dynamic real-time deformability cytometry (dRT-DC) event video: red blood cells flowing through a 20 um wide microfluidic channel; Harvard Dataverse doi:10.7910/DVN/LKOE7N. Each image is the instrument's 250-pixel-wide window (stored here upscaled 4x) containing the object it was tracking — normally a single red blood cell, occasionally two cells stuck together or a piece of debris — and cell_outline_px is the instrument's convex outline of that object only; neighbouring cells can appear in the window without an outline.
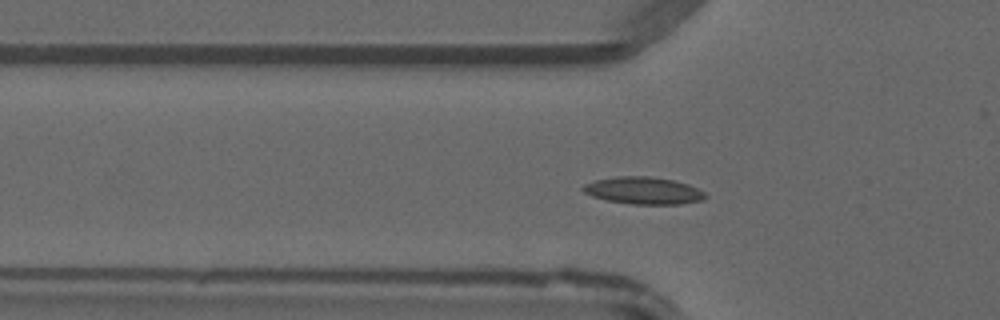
{"species": "common noctule bat (a hibernating species)", "species_latin": "Nyctalus noctula", "temperature_condition": "warm", "stored_images_in_passage": 45, "segment_of_instrument_passage": [1, 2], "camera_frame_rate_fps": 3000, "um_per_image_px": 0.085, "animal": {"sex": "male", "forearm_length_mm": 52.5}, "frame": {"image": 1, "passage_image": 12, "time_ms": 3.667, "image_size_px": [1000, 320], "cell_outline_px": [[708, 196], [704, 200], [680, 204], [632, 204], [608, 200], [592, 196], [584, 192], [580, 188], [584, 184], [596, 180], [616, 176], [648, 176], [672, 180], [688, 184], [704, 192]], "centroid_in_image_um": [54.7, 16.2], "position_along_channel_um": 71.1, "area_um2": 19.31}}
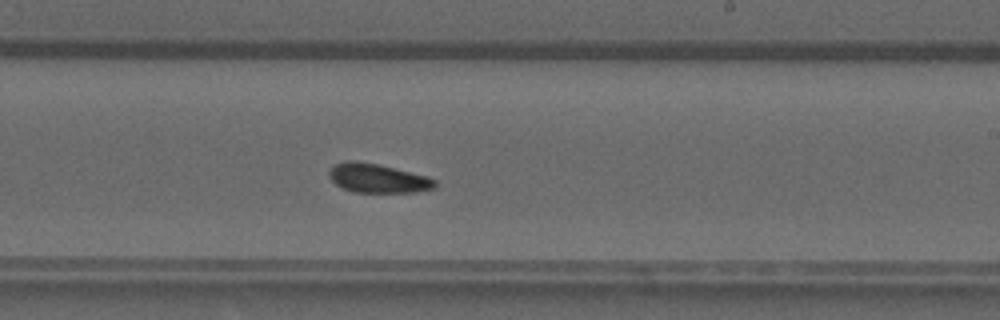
{"frame": {"image": 2, "passage_image": 25, "time_ms": 8.0, "image_size_px": [1000, 320], "cell_outline_px": [[436, 188], [416, 192], [356, 192], [340, 188], [328, 176], [328, 172], [336, 164], [348, 160], [376, 164], [428, 176], [436, 180]], "centroid_in_image_um": [32.12, 15.17], "position_along_channel_um": 256.9, "area_um2": 17.74}}
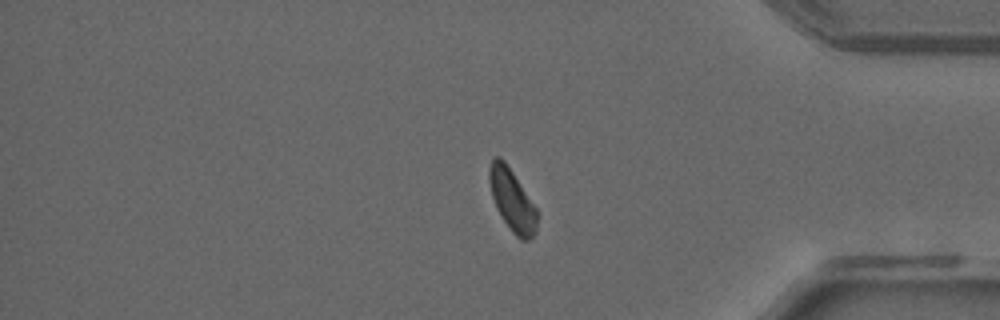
{"frame": {"image": 3, "passage_image": 36, "time_ms": 11.667, "image_size_px": [1000, 320], "cell_outline_px": [[536, 232], [528, 240], [520, 240], [512, 232], [496, 208], [492, 196], [488, 180], [488, 168], [492, 160], [496, 156], [500, 156], [504, 160], [536, 208]], "centroid_in_image_um": [43.5, 17.0], "position_along_channel_um": 391.7, "area_um2": 16.94}}